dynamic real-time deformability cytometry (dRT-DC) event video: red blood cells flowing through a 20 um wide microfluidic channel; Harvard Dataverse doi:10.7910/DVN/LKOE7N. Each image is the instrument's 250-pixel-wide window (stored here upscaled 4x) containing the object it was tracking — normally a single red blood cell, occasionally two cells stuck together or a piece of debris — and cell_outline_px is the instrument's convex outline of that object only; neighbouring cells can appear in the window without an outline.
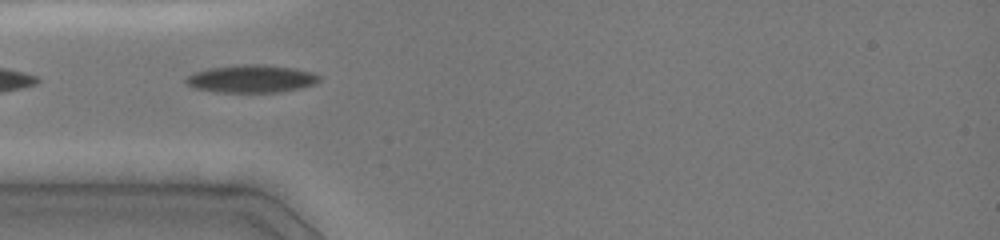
{"species": "common noctule bat (a hibernating species)", "species_latin": "Nyctalus noctula", "temperature_condition": "cold", "stored_images_in_passage": 39, "camera_frame_rate_fps": 3000, "um_per_image_px": 0.085, "animal": {"sex": "female", "body_mass_g": 19.0, "forearm_length_mm": 51.5}, "frame": {"image": 1, "passage_image": 12, "time_ms": 3.667, "image_size_px": [1000, 240], "cell_outline_px": [[320, 80], [316, 84], [300, 88], [280, 92], [216, 92], [196, 88], [188, 84], [184, 80], [188, 76], [196, 72], [208, 68], [240, 64], [264, 64], [292, 68], [312, 72], [320, 76]], "centroid_in_image_um": [21.39, 6.69], "position_along_channel_um": 63.6, "area_um2": 21.5}}
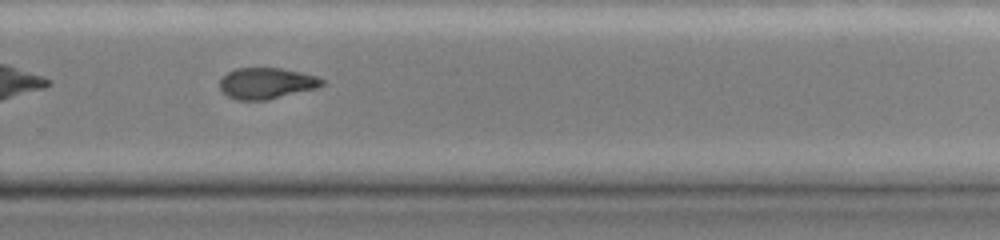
{"frame": {"image": 2, "passage_image": 27, "time_ms": 9.667, "image_size_px": [1000, 240], "cell_outline_px": [[324, 84], [316, 88], [268, 100], [236, 100], [228, 96], [220, 88], [220, 80], [228, 72], [236, 68], [280, 68], [300, 72], [316, 76], [324, 80]], "centroid_in_image_um": [22.65, 7.08], "position_along_channel_um": 307.2, "area_um2": 18.44}}
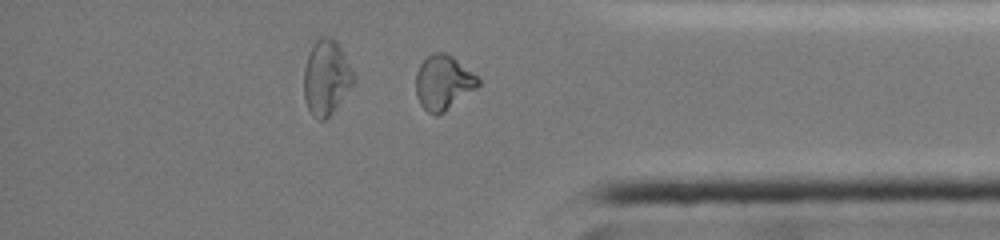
{"frame": {"image": 3, "passage_image": 34, "time_ms": 12.0, "image_size_px": [1000, 240], "cell_outline_px": [[480, 84], [476, 88], [444, 112], [436, 116], [428, 112], [420, 104], [416, 96], [416, 72], [420, 64], [432, 52], [444, 52], [452, 56], [476, 76], [480, 80]], "centroid_in_image_um": [37.65, 7.02], "position_along_channel_um": 397.6, "area_um2": 19.59}, "authors_computed_cell_mechanics": {"area_um2": 20.6924, "velocity_mm_per_s": 4.0561, "shape_relaxation_time_tau1_ms": null, "shape_relaxation_time_tau2_ms": 3.6814, "deformation_change_tau1": null, "deformation_change_tau2": 0.0762}}